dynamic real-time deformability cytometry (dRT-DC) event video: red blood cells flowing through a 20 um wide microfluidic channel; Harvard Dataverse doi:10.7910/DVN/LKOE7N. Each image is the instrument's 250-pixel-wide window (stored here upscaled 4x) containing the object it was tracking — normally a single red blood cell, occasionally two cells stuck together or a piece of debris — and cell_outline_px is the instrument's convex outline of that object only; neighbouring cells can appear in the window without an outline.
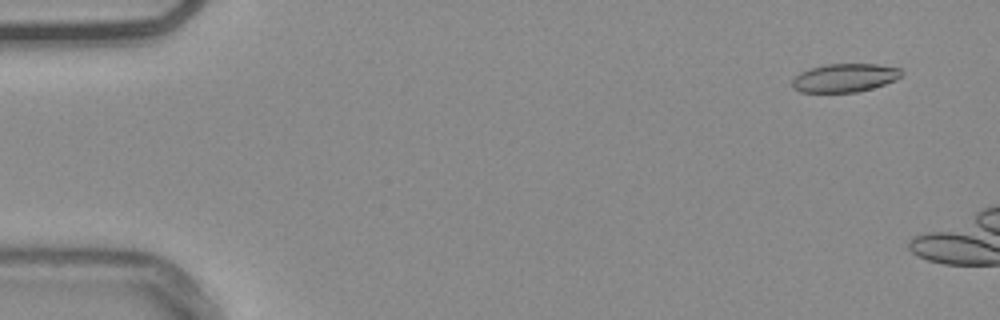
{"species": "common noctule bat (a hibernating species)", "species_latin": "Nyctalus noctula", "temperature_condition": "warm", "stored_images_in_passage": 11, "camera_frame_rate_fps": 3000, "um_per_image_px": 0.085, "animal": {"sex": "male", "body_mass_g": 20.4}, "frame": {"image": 1, "passage_image": 4, "time_ms": 1.0, "image_size_px": [1000, 320], "cell_outline_px": [[904, 72], [896, 80], [872, 88], [856, 92], [800, 92], [792, 88], [792, 80], [800, 72], [824, 64], [880, 64], [900, 68]], "centroid_in_image_um": [71.81, 6.61], "position_along_channel_um": 13.2, "area_um2": 18.15}}